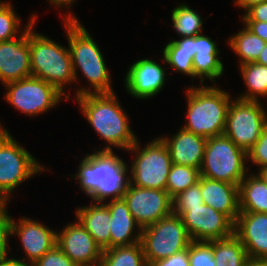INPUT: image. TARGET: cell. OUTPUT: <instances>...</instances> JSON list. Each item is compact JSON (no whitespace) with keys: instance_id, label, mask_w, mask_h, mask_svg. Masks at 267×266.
<instances>
[{"instance_id":"cell-1","label":"cell","mask_w":267,"mask_h":266,"mask_svg":"<svg viewBox=\"0 0 267 266\" xmlns=\"http://www.w3.org/2000/svg\"><path fill=\"white\" fill-rule=\"evenodd\" d=\"M67 12H69L68 15H64L62 20L71 53L75 81L79 82L78 71L80 70L90 86L74 89L76 90L75 96L114 93L111 75L100 47L89 34L87 28L80 23L78 17L72 11L68 10Z\"/></svg>"},{"instance_id":"cell-2","label":"cell","mask_w":267,"mask_h":266,"mask_svg":"<svg viewBox=\"0 0 267 266\" xmlns=\"http://www.w3.org/2000/svg\"><path fill=\"white\" fill-rule=\"evenodd\" d=\"M75 98L88 123L107 142L104 148H96L97 151L112 152V147L127 151L137 141L115 92L84 94Z\"/></svg>"},{"instance_id":"cell-3","label":"cell","mask_w":267,"mask_h":266,"mask_svg":"<svg viewBox=\"0 0 267 266\" xmlns=\"http://www.w3.org/2000/svg\"><path fill=\"white\" fill-rule=\"evenodd\" d=\"M129 166L114 152L95 151L86 154L78 166L77 174L71 175L79 183L91 201L121 199L129 183Z\"/></svg>"},{"instance_id":"cell-4","label":"cell","mask_w":267,"mask_h":266,"mask_svg":"<svg viewBox=\"0 0 267 266\" xmlns=\"http://www.w3.org/2000/svg\"><path fill=\"white\" fill-rule=\"evenodd\" d=\"M192 86L186 92V123L182 129L205 138L224 134L232 96L217 84Z\"/></svg>"},{"instance_id":"cell-5","label":"cell","mask_w":267,"mask_h":266,"mask_svg":"<svg viewBox=\"0 0 267 266\" xmlns=\"http://www.w3.org/2000/svg\"><path fill=\"white\" fill-rule=\"evenodd\" d=\"M35 22L28 27L32 76L54 86L69 100L65 87L75 82L69 46L60 45L38 31L36 33Z\"/></svg>"},{"instance_id":"cell-6","label":"cell","mask_w":267,"mask_h":266,"mask_svg":"<svg viewBox=\"0 0 267 266\" xmlns=\"http://www.w3.org/2000/svg\"><path fill=\"white\" fill-rule=\"evenodd\" d=\"M49 171L17 142L9 130H0V202L9 203L11 192L43 171Z\"/></svg>"},{"instance_id":"cell-7","label":"cell","mask_w":267,"mask_h":266,"mask_svg":"<svg viewBox=\"0 0 267 266\" xmlns=\"http://www.w3.org/2000/svg\"><path fill=\"white\" fill-rule=\"evenodd\" d=\"M247 153L229 137L223 135L207 138L200 176L235 185L250 171Z\"/></svg>"},{"instance_id":"cell-8","label":"cell","mask_w":267,"mask_h":266,"mask_svg":"<svg viewBox=\"0 0 267 266\" xmlns=\"http://www.w3.org/2000/svg\"><path fill=\"white\" fill-rule=\"evenodd\" d=\"M143 147L137 139L127 150V152L134 153L129 183L139 188L165 190L172 165L166 144L158 136Z\"/></svg>"},{"instance_id":"cell-9","label":"cell","mask_w":267,"mask_h":266,"mask_svg":"<svg viewBox=\"0 0 267 266\" xmlns=\"http://www.w3.org/2000/svg\"><path fill=\"white\" fill-rule=\"evenodd\" d=\"M260 101L233 98L227 112L224 135L246 153L267 125V111Z\"/></svg>"},{"instance_id":"cell-10","label":"cell","mask_w":267,"mask_h":266,"mask_svg":"<svg viewBox=\"0 0 267 266\" xmlns=\"http://www.w3.org/2000/svg\"><path fill=\"white\" fill-rule=\"evenodd\" d=\"M3 87L6 102L31 117L56 107L64 96L54 86L34 76L6 83Z\"/></svg>"},{"instance_id":"cell-11","label":"cell","mask_w":267,"mask_h":266,"mask_svg":"<svg viewBox=\"0 0 267 266\" xmlns=\"http://www.w3.org/2000/svg\"><path fill=\"white\" fill-rule=\"evenodd\" d=\"M191 241L181 217L174 213L143 228L141 234L147 263L166 259L188 248Z\"/></svg>"},{"instance_id":"cell-12","label":"cell","mask_w":267,"mask_h":266,"mask_svg":"<svg viewBox=\"0 0 267 266\" xmlns=\"http://www.w3.org/2000/svg\"><path fill=\"white\" fill-rule=\"evenodd\" d=\"M180 216L192 241H213L234 234L235 223L225 214L202 204L196 208H173Z\"/></svg>"},{"instance_id":"cell-13","label":"cell","mask_w":267,"mask_h":266,"mask_svg":"<svg viewBox=\"0 0 267 266\" xmlns=\"http://www.w3.org/2000/svg\"><path fill=\"white\" fill-rule=\"evenodd\" d=\"M122 198L141 229L173 213L172 198L166 190L139 188L128 183Z\"/></svg>"},{"instance_id":"cell-14","label":"cell","mask_w":267,"mask_h":266,"mask_svg":"<svg viewBox=\"0 0 267 266\" xmlns=\"http://www.w3.org/2000/svg\"><path fill=\"white\" fill-rule=\"evenodd\" d=\"M22 217L16 222L10 216V236H18L25 256L23 259H12L34 264L56 245L57 231L39 223L38 220Z\"/></svg>"},{"instance_id":"cell-15","label":"cell","mask_w":267,"mask_h":266,"mask_svg":"<svg viewBox=\"0 0 267 266\" xmlns=\"http://www.w3.org/2000/svg\"><path fill=\"white\" fill-rule=\"evenodd\" d=\"M56 245L77 266L100 265L103 251L77 219L57 232Z\"/></svg>"},{"instance_id":"cell-16","label":"cell","mask_w":267,"mask_h":266,"mask_svg":"<svg viewBox=\"0 0 267 266\" xmlns=\"http://www.w3.org/2000/svg\"><path fill=\"white\" fill-rule=\"evenodd\" d=\"M166 67L151 58L136 60L125 75V88L132 97L149 99L163 90L166 83Z\"/></svg>"},{"instance_id":"cell-17","label":"cell","mask_w":267,"mask_h":266,"mask_svg":"<svg viewBox=\"0 0 267 266\" xmlns=\"http://www.w3.org/2000/svg\"><path fill=\"white\" fill-rule=\"evenodd\" d=\"M32 76L28 28L19 37L0 42L1 85Z\"/></svg>"},{"instance_id":"cell-18","label":"cell","mask_w":267,"mask_h":266,"mask_svg":"<svg viewBox=\"0 0 267 266\" xmlns=\"http://www.w3.org/2000/svg\"><path fill=\"white\" fill-rule=\"evenodd\" d=\"M234 234L251 261H267V213L240 212Z\"/></svg>"},{"instance_id":"cell-19","label":"cell","mask_w":267,"mask_h":266,"mask_svg":"<svg viewBox=\"0 0 267 266\" xmlns=\"http://www.w3.org/2000/svg\"><path fill=\"white\" fill-rule=\"evenodd\" d=\"M169 137L160 136L169 150L172 163L200 170L207 138L188 132L181 127L175 135Z\"/></svg>"},{"instance_id":"cell-20","label":"cell","mask_w":267,"mask_h":266,"mask_svg":"<svg viewBox=\"0 0 267 266\" xmlns=\"http://www.w3.org/2000/svg\"><path fill=\"white\" fill-rule=\"evenodd\" d=\"M105 204L110 213V248L141 242L142 229L131 215L125 200H108Z\"/></svg>"},{"instance_id":"cell-21","label":"cell","mask_w":267,"mask_h":266,"mask_svg":"<svg viewBox=\"0 0 267 266\" xmlns=\"http://www.w3.org/2000/svg\"><path fill=\"white\" fill-rule=\"evenodd\" d=\"M201 194L206 205L222 212L234 223L236 222L240 213L238 185L201 176Z\"/></svg>"},{"instance_id":"cell-22","label":"cell","mask_w":267,"mask_h":266,"mask_svg":"<svg viewBox=\"0 0 267 266\" xmlns=\"http://www.w3.org/2000/svg\"><path fill=\"white\" fill-rule=\"evenodd\" d=\"M195 51L193 57L194 79L198 78L201 85H204L205 79H209L213 82L212 84H215V79L223 76L224 72V63L219 56L220 50L217 43L201 33L195 36Z\"/></svg>"},{"instance_id":"cell-23","label":"cell","mask_w":267,"mask_h":266,"mask_svg":"<svg viewBox=\"0 0 267 266\" xmlns=\"http://www.w3.org/2000/svg\"><path fill=\"white\" fill-rule=\"evenodd\" d=\"M76 219L93 237L101 250L110 249V213L103 202L91 201L89 206L77 207Z\"/></svg>"},{"instance_id":"cell-24","label":"cell","mask_w":267,"mask_h":266,"mask_svg":"<svg viewBox=\"0 0 267 266\" xmlns=\"http://www.w3.org/2000/svg\"><path fill=\"white\" fill-rule=\"evenodd\" d=\"M195 36L180 37L170 40L163 49L162 61L169 65L173 72L186 74L194 81L193 57L195 55Z\"/></svg>"},{"instance_id":"cell-25","label":"cell","mask_w":267,"mask_h":266,"mask_svg":"<svg viewBox=\"0 0 267 266\" xmlns=\"http://www.w3.org/2000/svg\"><path fill=\"white\" fill-rule=\"evenodd\" d=\"M240 212L267 213V186L257 173L248 172L239 185Z\"/></svg>"},{"instance_id":"cell-26","label":"cell","mask_w":267,"mask_h":266,"mask_svg":"<svg viewBox=\"0 0 267 266\" xmlns=\"http://www.w3.org/2000/svg\"><path fill=\"white\" fill-rule=\"evenodd\" d=\"M243 29L228 38L230 49L240 58V64L256 62L260 52L264 49L266 41L249 30L244 24Z\"/></svg>"},{"instance_id":"cell-27","label":"cell","mask_w":267,"mask_h":266,"mask_svg":"<svg viewBox=\"0 0 267 266\" xmlns=\"http://www.w3.org/2000/svg\"><path fill=\"white\" fill-rule=\"evenodd\" d=\"M213 258L216 266H247L250 261L245 247L235 234L213 240Z\"/></svg>"},{"instance_id":"cell-28","label":"cell","mask_w":267,"mask_h":266,"mask_svg":"<svg viewBox=\"0 0 267 266\" xmlns=\"http://www.w3.org/2000/svg\"><path fill=\"white\" fill-rule=\"evenodd\" d=\"M239 68L247 90L236 98L261 101L258 97L267 96V66L252 62L242 64Z\"/></svg>"},{"instance_id":"cell-29","label":"cell","mask_w":267,"mask_h":266,"mask_svg":"<svg viewBox=\"0 0 267 266\" xmlns=\"http://www.w3.org/2000/svg\"><path fill=\"white\" fill-rule=\"evenodd\" d=\"M99 266H147L141 242L103 250Z\"/></svg>"},{"instance_id":"cell-30","label":"cell","mask_w":267,"mask_h":266,"mask_svg":"<svg viewBox=\"0 0 267 266\" xmlns=\"http://www.w3.org/2000/svg\"><path fill=\"white\" fill-rule=\"evenodd\" d=\"M172 26L180 37H194L202 33L204 21L197 10L180 3L172 10Z\"/></svg>"},{"instance_id":"cell-31","label":"cell","mask_w":267,"mask_h":266,"mask_svg":"<svg viewBox=\"0 0 267 266\" xmlns=\"http://www.w3.org/2000/svg\"><path fill=\"white\" fill-rule=\"evenodd\" d=\"M199 177V169L172 163L165 190L173 199L175 196L198 182Z\"/></svg>"},{"instance_id":"cell-32","label":"cell","mask_w":267,"mask_h":266,"mask_svg":"<svg viewBox=\"0 0 267 266\" xmlns=\"http://www.w3.org/2000/svg\"><path fill=\"white\" fill-rule=\"evenodd\" d=\"M21 20L22 19L19 15L16 14L15 8L12 7L11 2L7 1L0 8V42L19 37L21 33H23L35 20H37V15L31 14L29 22H27V25H25L22 30Z\"/></svg>"},{"instance_id":"cell-33","label":"cell","mask_w":267,"mask_h":266,"mask_svg":"<svg viewBox=\"0 0 267 266\" xmlns=\"http://www.w3.org/2000/svg\"><path fill=\"white\" fill-rule=\"evenodd\" d=\"M189 262L190 266H216L213 258V241H191Z\"/></svg>"},{"instance_id":"cell-34","label":"cell","mask_w":267,"mask_h":266,"mask_svg":"<svg viewBox=\"0 0 267 266\" xmlns=\"http://www.w3.org/2000/svg\"><path fill=\"white\" fill-rule=\"evenodd\" d=\"M172 202L173 208H196L204 204L201 194V176L198 182L175 196Z\"/></svg>"},{"instance_id":"cell-35","label":"cell","mask_w":267,"mask_h":266,"mask_svg":"<svg viewBox=\"0 0 267 266\" xmlns=\"http://www.w3.org/2000/svg\"><path fill=\"white\" fill-rule=\"evenodd\" d=\"M10 214L7 211V204L0 207V263L5 262L9 257V239H10Z\"/></svg>"},{"instance_id":"cell-36","label":"cell","mask_w":267,"mask_h":266,"mask_svg":"<svg viewBox=\"0 0 267 266\" xmlns=\"http://www.w3.org/2000/svg\"><path fill=\"white\" fill-rule=\"evenodd\" d=\"M247 161L262 169L267 167V125L261 132L257 142L247 152Z\"/></svg>"},{"instance_id":"cell-37","label":"cell","mask_w":267,"mask_h":266,"mask_svg":"<svg viewBox=\"0 0 267 266\" xmlns=\"http://www.w3.org/2000/svg\"><path fill=\"white\" fill-rule=\"evenodd\" d=\"M33 266H77L64 252L55 245L37 260Z\"/></svg>"},{"instance_id":"cell-38","label":"cell","mask_w":267,"mask_h":266,"mask_svg":"<svg viewBox=\"0 0 267 266\" xmlns=\"http://www.w3.org/2000/svg\"><path fill=\"white\" fill-rule=\"evenodd\" d=\"M147 266H190L189 246L166 259L149 262L147 263Z\"/></svg>"},{"instance_id":"cell-39","label":"cell","mask_w":267,"mask_h":266,"mask_svg":"<svg viewBox=\"0 0 267 266\" xmlns=\"http://www.w3.org/2000/svg\"><path fill=\"white\" fill-rule=\"evenodd\" d=\"M244 12L242 21L267 22V1L251 5Z\"/></svg>"},{"instance_id":"cell-40","label":"cell","mask_w":267,"mask_h":266,"mask_svg":"<svg viewBox=\"0 0 267 266\" xmlns=\"http://www.w3.org/2000/svg\"><path fill=\"white\" fill-rule=\"evenodd\" d=\"M249 30L267 42V22L241 21Z\"/></svg>"},{"instance_id":"cell-41","label":"cell","mask_w":267,"mask_h":266,"mask_svg":"<svg viewBox=\"0 0 267 266\" xmlns=\"http://www.w3.org/2000/svg\"><path fill=\"white\" fill-rule=\"evenodd\" d=\"M50 4V6H55V8H63V9H69L74 2H76L77 0H47Z\"/></svg>"},{"instance_id":"cell-42","label":"cell","mask_w":267,"mask_h":266,"mask_svg":"<svg viewBox=\"0 0 267 266\" xmlns=\"http://www.w3.org/2000/svg\"><path fill=\"white\" fill-rule=\"evenodd\" d=\"M267 0H235L234 5H237L242 10H246L251 5H254L256 3L265 2Z\"/></svg>"},{"instance_id":"cell-43","label":"cell","mask_w":267,"mask_h":266,"mask_svg":"<svg viewBox=\"0 0 267 266\" xmlns=\"http://www.w3.org/2000/svg\"><path fill=\"white\" fill-rule=\"evenodd\" d=\"M0 266H33V264L16 261L11 258L5 262L0 263Z\"/></svg>"},{"instance_id":"cell-44","label":"cell","mask_w":267,"mask_h":266,"mask_svg":"<svg viewBox=\"0 0 267 266\" xmlns=\"http://www.w3.org/2000/svg\"><path fill=\"white\" fill-rule=\"evenodd\" d=\"M256 63L267 66V42L264 49L260 52L259 57L256 60Z\"/></svg>"},{"instance_id":"cell-45","label":"cell","mask_w":267,"mask_h":266,"mask_svg":"<svg viewBox=\"0 0 267 266\" xmlns=\"http://www.w3.org/2000/svg\"><path fill=\"white\" fill-rule=\"evenodd\" d=\"M257 174L259 175V177L264 181V183L267 186V167L259 169Z\"/></svg>"},{"instance_id":"cell-46","label":"cell","mask_w":267,"mask_h":266,"mask_svg":"<svg viewBox=\"0 0 267 266\" xmlns=\"http://www.w3.org/2000/svg\"><path fill=\"white\" fill-rule=\"evenodd\" d=\"M247 266H267V261H249Z\"/></svg>"},{"instance_id":"cell-47","label":"cell","mask_w":267,"mask_h":266,"mask_svg":"<svg viewBox=\"0 0 267 266\" xmlns=\"http://www.w3.org/2000/svg\"><path fill=\"white\" fill-rule=\"evenodd\" d=\"M0 130H8V129H6V128L4 127V125L2 126L1 121H0Z\"/></svg>"},{"instance_id":"cell-48","label":"cell","mask_w":267,"mask_h":266,"mask_svg":"<svg viewBox=\"0 0 267 266\" xmlns=\"http://www.w3.org/2000/svg\"><path fill=\"white\" fill-rule=\"evenodd\" d=\"M7 1H1L0 0V8L6 3Z\"/></svg>"}]
</instances>
